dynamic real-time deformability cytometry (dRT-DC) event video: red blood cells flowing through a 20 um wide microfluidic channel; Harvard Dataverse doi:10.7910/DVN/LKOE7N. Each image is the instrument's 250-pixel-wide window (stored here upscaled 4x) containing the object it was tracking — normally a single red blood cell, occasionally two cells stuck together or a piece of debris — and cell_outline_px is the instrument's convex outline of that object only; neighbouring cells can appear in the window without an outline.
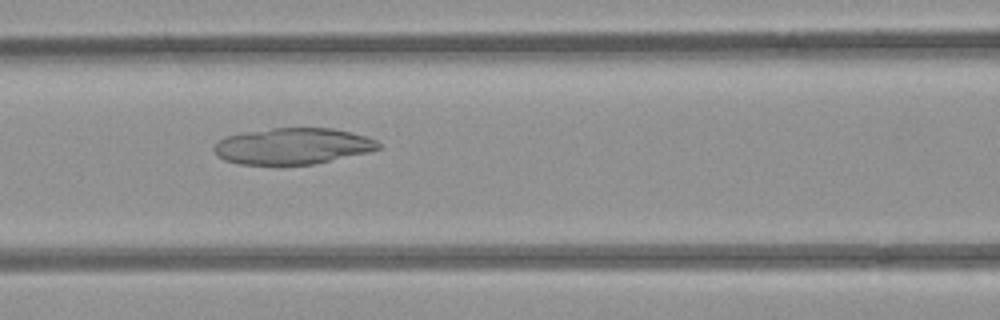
{"species": "common noctule bat (a hibernating species)", "species_latin": "Nyctalus noctula", "temperature_condition": "room temperature", "stored_images_in_passage": 8, "camera_frame_rate_fps": 3000, "um_per_image_px": 0.085, "animal": {"sex": "female", "body_mass_g": 21.9}, "frame": {"image": 1, "passage_image": 6, "time_ms": 6.667, "image_size_px": [1000, 320], "cell_outline_px": [[380, 148], [368, 152], [312, 164], [240, 164], [224, 160], [212, 148], [224, 136], [244, 132], [272, 128], [332, 128], [352, 132], [376, 140], [380, 144]], "centroid_in_image_um": [24.87, 12.41], "position_along_channel_um": 141.7, "area_um2": 34.39}}
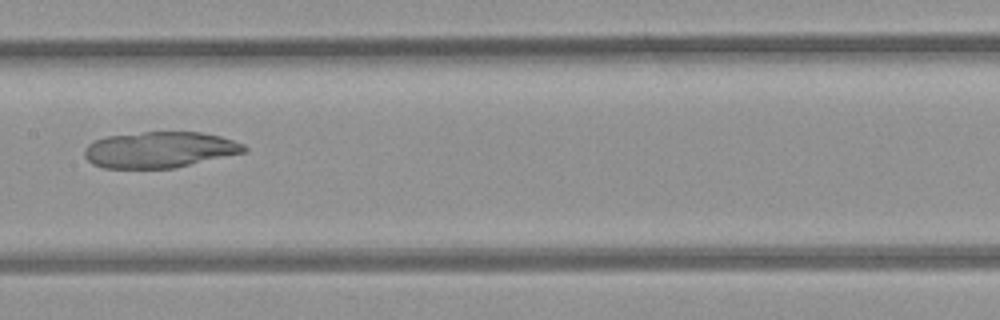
{"frame": {"image": 2, "passage_image": 7, "time_ms": 8.0, "image_size_px": [1000, 320], "cell_outline_px": [[248, 152], [176, 168], [104, 168], [92, 164], [84, 156], [84, 152], [88, 144], [96, 140], [108, 136], [144, 132], [200, 132], [220, 136], [244, 144], [248, 148]], "centroid_in_image_um": [13.62, 12.74], "position_along_channel_um": 193.8, "area_um2": 33.7}}
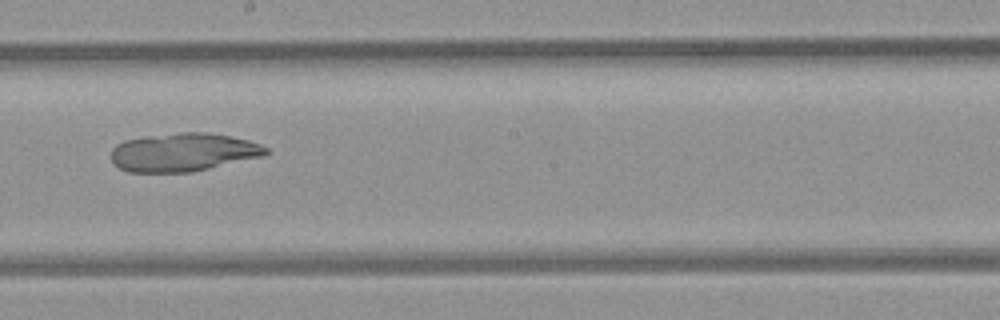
{"frame": {"image": 3, "passage_image": 8, "time_ms": 9.0, "image_size_px": [1000, 320], "cell_outline_px": [[268, 152], [264, 156], [192, 172], [128, 172], [120, 168], [112, 160], [112, 148], [116, 144], [124, 140], [144, 136], [180, 132], [208, 132], [248, 140], [260, 144], [268, 148]], "centroid_in_image_um": [15.57, 12.93], "position_along_channel_um": 232.6, "area_um2": 34.62}}